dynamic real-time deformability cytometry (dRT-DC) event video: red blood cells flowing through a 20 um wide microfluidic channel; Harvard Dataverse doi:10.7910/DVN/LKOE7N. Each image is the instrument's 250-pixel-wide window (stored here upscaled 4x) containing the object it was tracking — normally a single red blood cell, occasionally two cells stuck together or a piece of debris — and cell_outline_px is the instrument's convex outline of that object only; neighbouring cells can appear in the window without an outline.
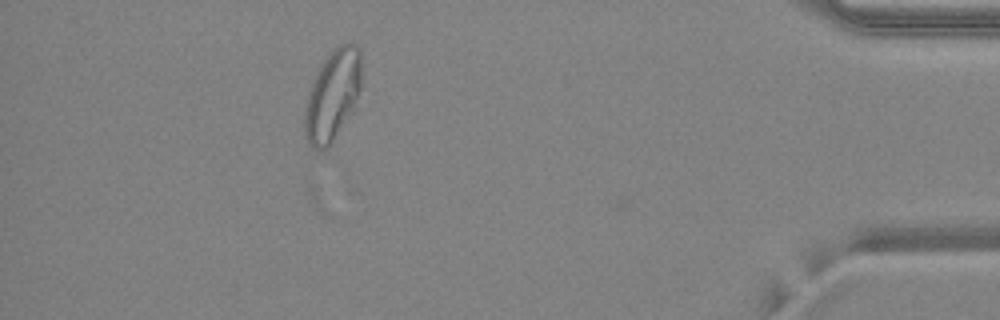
{"species": "common noctule bat (a hibernating species)", "species_latin": "Nyctalus noctula", "temperature_condition": "warm", "stored_images_in_passage": 38, "camera_frame_rate_fps": 3000, "um_per_image_px": 0.085, "animal": {"sex": "female", "body_mass_g": 24.6, "forearm_length_mm": 56.2}, "frame": {"image": 1, "passage_image": 33, "time_ms": 10.667, "image_size_px": [1000, 320], "cell_outline_px": [[360, 88], [352, 112], [328, 148], [324, 152], [316, 152], [312, 148], [304, 132], [304, 112], [308, 92], [320, 64], [336, 44], [352, 40], [356, 44], [360, 52]], "centroid_in_image_um": [28.25, 8.1], "position_along_channel_um": 406.9, "area_um2": 30.46}}